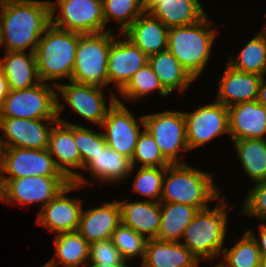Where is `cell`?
<instances>
[{
	"label": "cell",
	"instance_id": "1f68e13d",
	"mask_svg": "<svg viewBox=\"0 0 266 267\" xmlns=\"http://www.w3.org/2000/svg\"><path fill=\"white\" fill-rule=\"evenodd\" d=\"M228 64L234 69L246 73L266 76V27L253 37Z\"/></svg>",
	"mask_w": 266,
	"mask_h": 267
},
{
	"label": "cell",
	"instance_id": "484cf974",
	"mask_svg": "<svg viewBox=\"0 0 266 267\" xmlns=\"http://www.w3.org/2000/svg\"><path fill=\"white\" fill-rule=\"evenodd\" d=\"M0 70L8 81L9 90L27 89L40 83L35 53L10 52L0 58Z\"/></svg>",
	"mask_w": 266,
	"mask_h": 267
},
{
	"label": "cell",
	"instance_id": "4316f807",
	"mask_svg": "<svg viewBox=\"0 0 266 267\" xmlns=\"http://www.w3.org/2000/svg\"><path fill=\"white\" fill-rule=\"evenodd\" d=\"M82 169H86L97 182L111 183V185L128 179L134 171L131 159L108 146L93 156Z\"/></svg>",
	"mask_w": 266,
	"mask_h": 267
},
{
	"label": "cell",
	"instance_id": "ee69618b",
	"mask_svg": "<svg viewBox=\"0 0 266 267\" xmlns=\"http://www.w3.org/2000/svg\"><path fill=\"white\" fill-rule=\"evenodd\" d=\"M266 78L263 77L259 87L256 101L266 107Z\"/></svg>",
	"mask_w": 266,
	"mask_h": 267
},
{
	"label": "cell",
	"instance_id": "f35d334b",
	"mask_svg": "<svg viewBox=\"0 0 266 267\" xmlns=\"http://www.w3.org/2000/svg\"><path fill=\"white\" fill-rule=\"evenodd\" d=\"M72 125H74V141L81 157L82 171V167L93 158V156H96L100 151L104 150L107 144L102 131L96 132L81 124Z\"/></svg>",
	"mask_w": 266,
	"mask_h": 267
},
{
	"label": "cell",
	"instance_id": "d6986e66",
	"mask_svg": "<svg viewBox=\"0 0 266 267\" xmlns=\"http://www.w3.org/2000/svg\"><path fill=\"white\" fill-rule=\"evenodd\" d=\"M225 67L215 100L226 107L255 101L263 76L236 70L229 64Z\"/></svg>",
	"mask_w": 266,
	"mask_h": 267
},
{
	"label": "cell",
	"instance_id": "cb8c5ba5",
	"mask_svg": "<svg viewBox=\"0 0 266 267\" xmlns=\"http://www.w3.org/2000/svg\"><path fill=\"white\" fill-rule=\"evenodd\" d=\"M200 260L180 242L147 239L142 267H199Z\"/></svg>",
	"mask_w": 266,
	"mask_h": 267
},
{
	"label": "cell",
	"instance_id": "5b68a950",
	"mask_svg": "<svg viewBox=\"0 0 266 267\" xmlns=\"http://www.w3.org/2000/svg\"><path fill=\"white\" fill-rule=\"evenodd\" d=\"M225 197L211 209L199 210L193 221L185 228L180 243L186 246L199 260L211 261L221 256L228 225V202ZM216 257V258H215Z\"/></svg>",
	"mask_w": 266,
	"mask_h": 267
},
{
	"label": "cell",
	"instance_id": "5bb4252c",
	"mask_svg": "<svg viewBox=\"0 0 266 267\" xmlns=\"http://www.w3.org/2000/svg\"><path fill=\"white\" fill-rule=\"evenodd\" d=\"M68 82V84L60 83L57 86V94L64 98L65 103L70 106L74 113L89 123L100 126L110 107L117 101L115 92L110 94V103L107 106L104 87Z\"/></svg>",
	"mask_w": 266,
	"mask_h": 267
},
{
	"label": "cell",
	"instance_id": "e575fe53",
	"mask_svg": "<svg viewBox=\"0 0 266 267\" xmlns=\"http://www.w3.org/2000/svg\"><path fill=\"white\" fill-rule=\"evenodd\" d=\"M105 27L115 21L119 34H123L145 12L144 0H102Z\"/></svg>",
	"mask_w": 266,
	"mask_h": 267
},
{
	"label": "cell",
	"instance_id": "7c38bea8",
	"mask_svg": "<svg viewBox=\"0 0 266 267\" xmlns=\"http://www.w3.org/2000/svg\"><path fill=\"white\" fill-rule=\"evenodd\" d=\"M140 126L144 127L143 115L137 120L117 96V101L110 107L99 127L107 146L131 159L142 131Z\"/></svg>",
	"mask_w": 266,
	"mask_h": 267
},
{
	"label": "cell",
	"instance_id": "603a6c76",
	"mask_svg": "<svg viewBox=\"0 0 266 267\" xmlns=\"http://www.w3.org/2000/svg\"><path fill=\"white\" fill-rule=\"evenodd\" d=\"M121 223L130 227L146 239L157 238L161 222L160 202L155 201H118Z\"/></svg>",
	"mask_w": 266,
	"mask_h": 267
},
{
	"label": "cell",
	"instance_id": "bcb514c9",
	"mask_svg": "<svg viewBox=\"0 0 266 267\" xmlns=\"http://www.w3.org/2000/svg\"><path fill=\"white\" fill-rule=\"evenodd\" d=\"M1 130V128H0ZM2 132H0L1 134ZM2 134L0 135V164L2 162V159H3V155H4V151H5V146H4V143H3V140H2Z\"/></svg>",
	"mask_w": 266,
	"mask_h": 267
},
{
	"label": "cell",
	"instance_id": "b9f144b4",
	"mask_svg": "<svg viewBox=\"0 0 266 267\" xmlns=\"http://www.w3.org/2000/svg\"><path fill=\"white\" fill-rule=\"evenodd\" d=\"M255 239V241L257 242L258 248L261 252V255H266V222H262V224H260L259 227V236L256 234L255 232H253L252 230H247Z\"/></svg>",
	"mask_w": 266,
	"mask_h": 267
},
{
	"label": "cell",
	"instance_id": "ba28073f",
	"mask_svg": "<svg viewBox=\"0 0 266 267\" xmlns=\"http://www.w3.org/2000/svg\"><path fill=\"white\" fill-rule=\"evenodd\" d=\"M50 2L51 24L57 28L81 34L106 30L102 0H56ZM58 11L57 15L56 12ZM56 15V16H55Z\"/></svg>",
	"mask_w": 266,
	"mask_h": 267
},
{
	"label": "cell",
	"instance_id": "7bdbcfd3",
	"mask_svg": "<svg viewBox=\"0 0 266 267\" xmlns=\"http://www.w3.org/2000/svg\"><path fill=\"white\" fill-rule=\"evenodd\" d=\"M9 91L8 81L0 70V108L2 107L5 98L8 96Z\"/></svg>",
	"mask_w": 266,
	"mask_h": 267
},
{
	"label": "cell",
	"instance_id": "9a60e30c",
	"mask_svg": "<svg viewBox=\"0 0 266 267\" xmlns=\"http://www.w3.org/2000/svg\"><path fill=\"white\" fill-rule=\"evenodd\" d=\"M6 174L9 176H5ZM27 176L64 175L57 168L48 149L5 148L0 164V179H19Z\"/></svg>",
	"mask_w": 266,
	"mask_h": 267
},
{
	"label": "cell",
	"instance_id": "277c9868",
	"mask_svg": "<svg viewBox=\"0 0 266 267\" xmlns=\"http://www.w3.org/2000/svg\"><path fill=\"white\" fill-rule=\"evenodd\" d=\"M78 42V32L63 30L52 24L46 28L35 51L40 81H52L56 87L60 84L55 82L58 79L65 77L67 82L71 81Z\"/></svg>",
	"mask_w": 266,
	"mask_h": 267
},
{
	"label": "cell",
	"instance_id": "60d3db41",
	"mask_svg": "<svg viewBox=\"0 0 266 267\" xmlns=\"http://www.w3.org/2000/svg\"><path fill=\"white\" fill-rule=\"evenodd\" d=\"M88 263L128 264L111 239L90 243Z\"/></svg>",
	"mask_w": 266,
	"mask_h": 267
},
{
	"label": "cell",
	"instance_id": "7a4b0ae2",
	"mask_svg": "<svg viewBox=\"0 0 266 267\" xmlns=\"http://www.w3.org/2000/svg\"><path fill=\"white\" fill-rule=\"evenodd\" d=\"M212 176L187 163L170 164L163 178L160 202L188 204L198 210L208 208L210 201L221 196Z\"/></svg>",
	"mask_w": 266,
	"mask_h": 267
},
{
	"label": "cell",
	"instance_id": "f1b7e54d",
	"mask_svg": "<svg viewBox=\"0 0 266 267\" xmlns=\"http://www.w3.org/2000/svg\"><path fill=\"white\" fill-rule=\"evenodd\" d=\"M148 64L169 93L175 89L182 93L195 81L178 59L167 49L149 56Z\"/></svg>",
	"mask_w": 266,
	"mask_h": 267
},
{
	"label": "cell",
	"instance_id": "83f0119b",
	"mask_svg": "<svg viewBox=\"0 0 266 267\" xmlns=\"http://www.w3.org/2000/svg\"><path fill=\"white\" fill-rule=\"evenodd\" d=\"M53 240L56 256L45 263L48 267H86L90 244L77 231L56 234Z\"/></svg>",
	"mask_w": 266,
	"mask_h": 267
},
{
	"label": "cell",
	"instance_id": "f6af8a7d",
	"mask_svg": "<svg viewBox=\"0 0 266 267\" xmlns=\"http://www.w3.org/2000/svg\"><path fill=\"white\" fill-rule=\"evenodd\" d=\"M86 267H129L128 264H99L87 263Z\"/></svg>",
	"mask_w": 266,
	"mask_h": 267
},
{
	"label": "cell",
	"instance_id": "44dd1931",
	"mask_svg": "<svg viewBox=\"0 0 266 267\" xmlns=\"http://www.w3.org/2000/svg\"><path fill=\"white\" fill-rule=\"evenodd\" d=\"M120 223L118 200L102 202V206L99 207L82 208L77 232L90 244L111 239L113 232Z\"/></svg>",
	"mask_w": 266,
	"mask_h": 267
},
{
	"label": "cell",
	"instance_id": "7dc6e473",
	"mask_svg": "<svg viewBox=\"0 0 266 267\" xmlns=\"http://www.w3.org/2000/svg\"><path fill=\"white\" fill-rule=\"evenodd\" d=\"M260 267H266V255H261V265Z\"/></svg>",
	"mask_w": 266,
	"mask_h": 267
},
{
	"label": "cell",
	"instance_id": "9c48e42d",
	"mask_svg": "<svg viewBox=\"0 0 266 267\" xmlns=\"http://www.w3.org/2000/svg\"><path fill=\"white\" fill-rule=\"evenodd\" d=\"M70 181L65 176H27L0 179V201L6 204L46 206Z\"/></svg>",
	"mask_w": 266,
	"mask_h": 267
},
{
	"label": "cell",
	"instance_id": "30bf717a",
	"mask_svg": "<svg viewBox=\"0 0 266 267\" xmlns=\"http://www.w3.org/2000/svg\"><path fill=\"white\" fill-rule=\"evenodd\" d=\"M143 119L145 129L155 139L163 157L170 164L187 163L178 157L181 152L189 151L184 113L166 110L143 115Z\"/></svg>",
	"mask_w": 266,
	"mask_h": 267
},
{
	"label": "cell",
	"instance_id": "ac0fdd59",
	"mask_svg": "<svg viewBox=\"0 0 266 267\" xmlns=\"http://www.w3.org/2000/svg\"><path fill=\"white\" fill-rule=\"evenodd\" d=\"M117 36L119 40L114 37L109 47L107 72L108 84L113 82L119 92L135 72L148 63V56L124 34Z\"/></svg>",
	"mask_w": 266,
	"mask_h": 267
},
{
	"label": "cell",
	"instance_id": "ab89813d",
	"mask_svg": "<svg viewBox=\"0 0 266 267\" xmlns=\"http://www.w3.org/2000/svg\"><path fill=\"white\" fill-rule=\"evenodd\" d=\"M241 213L266 221V181L254 183L249 189Z\"/></svg>",
	"mask_w": 266,
	"mask_h": 267
},
{
	"label": "cell",
	"instance_id": "8d00e7d4",
	"mask_svg": "<svg viewBox=\"0 0 266 267\" xmlns=\"http://www.w3.org/2000/svg\"><path fill=\"white\" fill-rule=\"evenodd\" d=\"M137 170L133 191L149 201L160 202L166 167H138Z\"/></svg>",
	"mask_w": 266,
	"mask_h": 267
},
{
	"label": "cell",
	"instance_id": "6da1fadb",
	"mask_svg": "<svg viewBox=\"0 0 266 267\" xmlns=\"http://www.w3.org/2000/svg\"><path fill=\"white\" fill-rule=\"evenodd\" d=\"M51 24L49 0H0V35L5 51L35 53Z\"/></svg>",
	"mask_w": 266,
	"mask_h": 267
},
{
	"label": "cell",
	"instance_id": "ffe728a7",
	"mask_svg": "<svg viewBox=\"0 0 266 267\" xmlns=\"http://www.w3.org/2000/svg\"><path fill=\"white\" fill-rule=\"evenodd\" d=\"M229 137L241 139H266V107L256 100L228 107Z\"/></svg>",
	"mask_w": 266,
	"mask_h": 267
},
{
	"label": "cell",
	"instance_id": "836d02e7",
	"mask_svg": "<svg viewBox=\"0 0 266 267\" xmlns=\"http://www.w3.org/2000/svg\"><path fill=\"white\" fill-rule=\"evenodd\" d=\"M161 97H166L170 93L162 86L150 65L147 63L129 79L127 84L118 92L122 100L136 102L149 96L156 91Z\"/></svg>",
	"mask_w": 266,
	"mask_h": 267
},
{
	"label": "cell",
	"instance_id": "52a82bcc",
	"mask_svg": "<svg viewBox=\"0 0 266 267\" xmlns=\"http://www.w3.org/2000/svg\"><path fill=\"white\" fill-rule=\"evenodd\" d=\"M0 117L58 119L57 87L41 81L27 89L10 90L0 108Z\"/></svg>",
	"mask_w": 266,
	"mask_h": 267
},
{
	"label": "cell",
	"instance_id": "2e32d148",
	"mask_svg": "<svg viewBox=\"0 0 266 267\" xmlns=\"http://www.w3.org/2000/svg\"><path fill=\"white\" fill-rule=\"evenodd\" d=\"M81 186L70 182L46 206L40 209L37 224L46 227L54 235L78 230L82 201L67 194ZM67 193V194H66Z\"/></svg>",
	"mask_w": 266,
	"mask_h": 267
},
{
	"label": "cell",
	"instance_id": "f546056e",
	"mask_svg": "<svg viewBox=\"0 0 266 267\" xmlns=\"http://www.w3.org/2000/svg\"><path fill=\"white\" fill-rule=\"evenodd\" d=\"M161 222L157 238L163 241L181 242L185 228L199 211L183 203L160 202Z\"/></svg>",
	"mask_w": 266,
	"mask_h": 267
},
{
	"label": "cell",
	"instance_id": "d590c367",
	"mask_svg": "<svg viewBox=\"0 0 266 267\" xmlns=\"http://www.w3.org/2000/svg\"><path fill=\"white\" fill-rule=\"evenodd\" d=\"M131 164L135 169L138 164V167H167L170 165L161 154L155 139L145 127L138 137Z\"/></svg>",
	"mask_w": 266,
	"mask_h": 267
},
{
	"label": "cell",
	"instance_id": "4fadbf2b",
	"mask_svg": "<svg viewBox=\"0 0 266 267\" xmlns=\"http://www.w3.org/2000/svg\"><path fill=\"white\" fill-rule=\"evenodd\" d=\"M186 122L187 145L190 151L216 137L229 136L228 107L217 102L199 106L193 112H183Z\"/></svg>",
	"mask_w": 266,
	"mask_h": 267
},
{
	"label": "cell",
	"instance_id": "7402d4cb",
	"mask_svg": "<svg viewBox=\"0 0 266 267\" xmlns=\"http://www.w3.org/2000/svg\"><path fill=\"white\" fill-rule=\"evenodd\" d=\"M144 9L168 28L197 23L207 15L199 0H144Z\"/></svg>",
	"mask_w": 266,
	"mask_h": 267
},
{
	"label": "cell",
	"instance_id": "74e56055",
	"mask_svg": "<svg viewBox=\"0 0 266 267\" xmlns=\"http://www.w3.org/2000/svg\"><path fill=\"white\" fill-rule=\"evenodd\" d=\"M111 240L126 262L138 257L143 261L147 242L144 236L120 223L113 232Z\"/></svg>",
	"mask_w": 266,
	"mask_h": 267
},
{
	"label": "cell",
	"instance_id": "e0dca14e",
	"mask_svg": "<svg viewBox=\"0 0 266 267\" xmlns=\"http://www.w3.org/2000/svg\"><path fill=\"white\" fill-rule=\"evenodd\" d=\"M45 122L47 124H45ZM58 119H25L0 117L5 148L47 149L52 127Z\"/></svg>",
	"mask_w": 266,
	"mask_h": 267
},
{
	"label": "cell",
	"instance_id": "4dcf8cb0",
	"mask_svg": "<svg viewBox=\"0 0 266 267\" xmlns=\"http://www.w3.org/2000/svg\"><path fill=\"white\" fill-rule=\"evenodd\" d=\"M238 158L252 182L266 181V139L233 141Z\"/></svg>",
	"mask_w": 266,
	"mask_h": 267
},
{
	"label": "cell",
	"instance_id": "8fae6325",
	"mask_svg": "<svg viewBox=\"0 0 266 267\" xmlns=\"http://www.w3.org/2000/svg\"><path fill=\"white\" fill-rule=\"evenodd\" d=\"M59 98L60 96H58V122L52 127L47 149L61 173L70 182L84 187L91 181L86 180L80 173L81 157L74 141V125L59 117L65 109V103L59 102ZM76 169H80L79 173Z\"/></svg>",
	"mask_w": 266,
	"mask_h": 267
},
{
	"label": "cell",
	"instance_id": "8992f818",
	"mask_svg": "<svg viewBox=\"0 0 266 267\" xmlns=\"http://www.w3.org/2000/svg\"><path fill=\"white\" fill-rule=\"evenodd\" d=\"M113 31L79 33V42L71 81L101 87L108 85L107 63L109 47L114 41Z\"/></svg>",
	"mask_w": 266,
	"mask_h": 267
},
{
	"label": "cell",
	"instance_id": "d4e9b609",
	"mask_svg": "<svg viewBox=\"0 0 266 267\" xmlns=\"http://www.w3.org/2000/svg\"><path fill=\"white\" fill-rule=\"evenodd\" d=\"M168 30L151 13L144 12L123 34L149 57L167 49Z\"/></svg>",
	"mask_w": 266,
	"mask_h": 267
},
{
	"label": "cell",
	"instance_id": "d6a6232c",
	"mask_svg": "<svg viewBox=\"0 0 266 267\" xmlns=\"http://www.w3.org/2000/svg\"><path fill=\"white\" fill-rule=\"evenodd\" d=\"M223 260L212 267H260L261 252L254 237L246 231L230 249L223 248Z\"/></svg>",
	"mask_w": 266,
	"mask_h": 267
},
{
	"label": "cell",
	"instance_id": "3957f363",
	"mask_svg": "<svg viewBox=\"0 0 266 267\" xmlns=\"http://www.w3.org/2000/svg\"><path fill=\"white\" fill-rule=\"evenodd\" d=\"M214 26L207 14L197 23L168 30L167 50L195 80L208 64L214 40L219 33Z\"/></svg>",
	"mask_w": 266,
	"mask_h": 267
}]
</instances>
